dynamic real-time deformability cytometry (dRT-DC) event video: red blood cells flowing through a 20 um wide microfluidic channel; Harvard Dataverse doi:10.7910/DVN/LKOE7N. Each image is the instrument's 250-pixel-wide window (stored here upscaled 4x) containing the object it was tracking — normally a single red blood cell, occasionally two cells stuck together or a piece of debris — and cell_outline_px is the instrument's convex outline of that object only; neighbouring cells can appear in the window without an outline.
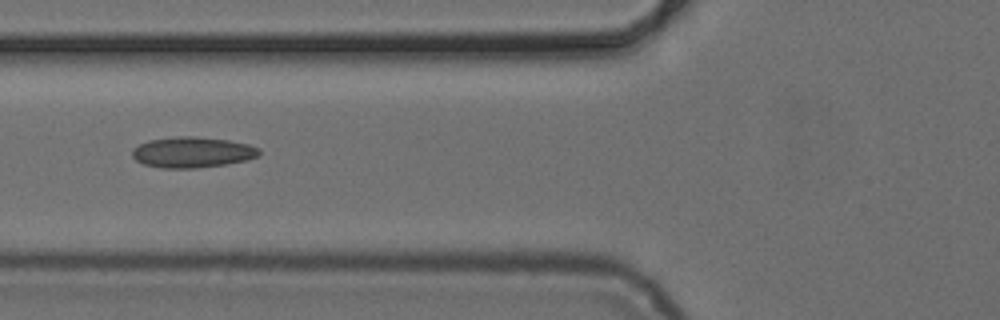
{"species": "common noctule bat (a hibernating species)", "species_latin": "Nyctalus noctula", "temperature_condition": "cold", "stored_images_in_passage": 5, "camera_frame_rate_fps": 3000, "um_per_image_px": 0.085, "animal": {"sex": "female", "body_mass_g": 24.6, "forearm_length_mm": 56.2}, "frame": {"image": 1, "passage_image": 5, "time_ms": 4.667, "image_size_px": [1000, 320], "cell_outline_px": [[260, 156], [248, 160], [224, 164], [196, 168], [160, 168], [144, 164], [136, 160], [132, 156], [132, 148], [148, 140], [180, 136], [192, 136], [228, 140], [248, 144], [260, 148]], "centroid_in_image_um": [16.36, 12.94], "position_along_channel_um": 109.4, "area_um2": 22.77}}